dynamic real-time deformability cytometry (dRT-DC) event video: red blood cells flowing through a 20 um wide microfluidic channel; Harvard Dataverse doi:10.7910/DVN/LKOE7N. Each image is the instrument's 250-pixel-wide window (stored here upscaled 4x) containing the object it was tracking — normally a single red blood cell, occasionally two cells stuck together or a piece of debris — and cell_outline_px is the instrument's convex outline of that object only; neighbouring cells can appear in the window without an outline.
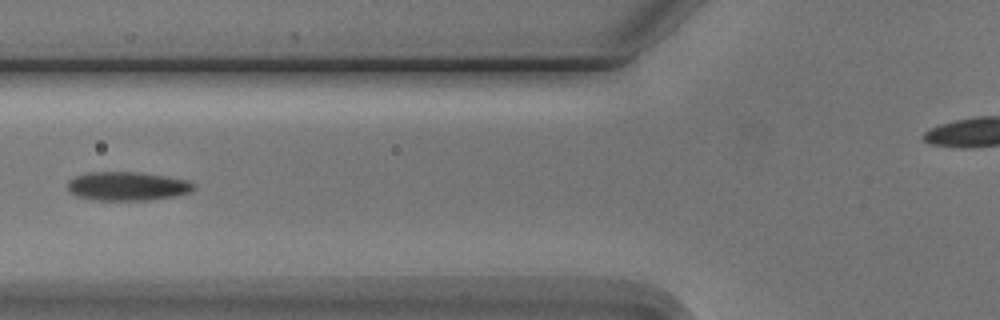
{"species": "Egyptian fruit bat (a non-hibernating species)", "species_latin": "Rousettus aegyptiacus", "temperature_condition": "cold", "stored_images_in_passage": 4, "camera_frame_rate_fps": 3000, "um_per_image_px": 0.085, "animal": {"sex": "male"}, "frame": {"image": 1, "passage_image": 3, "time_ms": 3.333, "image_size_px": [1000, 320], "cell_outline_px": [[196, 188], [192, 192], [176, 196], [148, 200], [100, 200], [76, 196], [68, 192], [68, 180], [76, 176], [88, 172], [140, 172], [168, 176], [188, 180], [196, 184]], "centroid_in_image_um": [10.87, 15.82], "position_along_channel_um": 114.9, "area_um2": 21.44}}
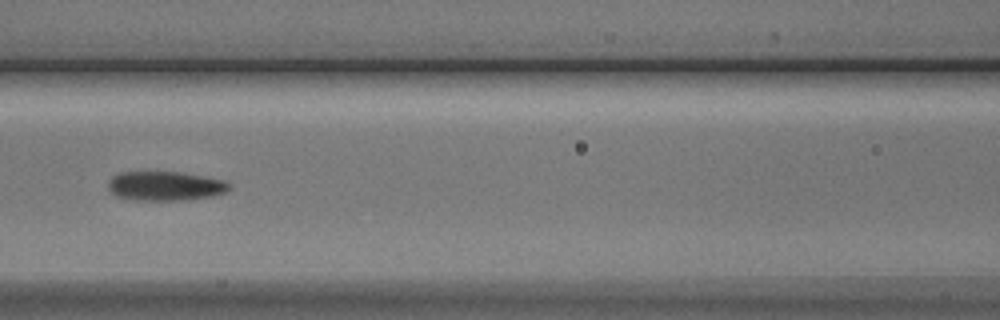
{"frame": {"image": 2, "passage_image": 4, "time_ms": 4.333, "image_size_px": [1000, 320], "cell_outline_px": [[232, 188], [228, 192], [212, 196], [184, 200], [136, 200], [116, 196], [108, 188], [108, 184], [112, 176], [120, 172], [180, 172], [204, 176], [224, 180], [232, 184]], "centroid_in_image_um": [14.1, 15.81], "position_along_channel_um": 152.5, "area_um2": 20.81}}